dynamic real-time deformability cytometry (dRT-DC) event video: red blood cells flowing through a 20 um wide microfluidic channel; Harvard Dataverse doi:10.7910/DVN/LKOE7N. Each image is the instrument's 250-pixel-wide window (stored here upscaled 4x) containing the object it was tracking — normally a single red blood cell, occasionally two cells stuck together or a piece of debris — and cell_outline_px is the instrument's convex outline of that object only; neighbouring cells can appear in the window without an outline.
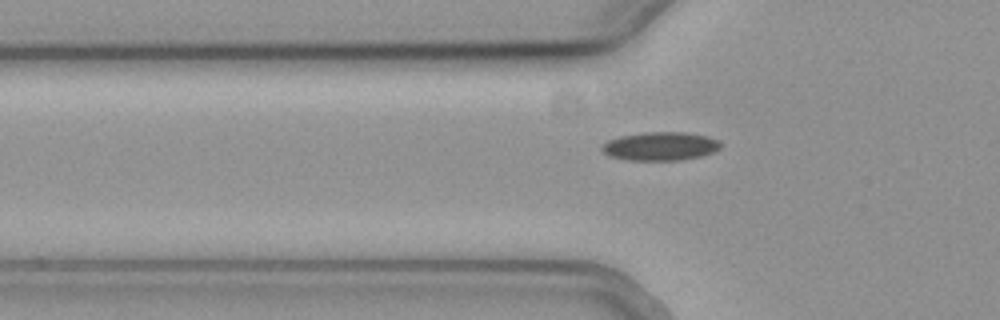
{"species": "common noctule bat (a hibernating species)", "species_latin": "Nyctalus noctula", "temperature_condition": "cold", "stored_images_in_passage": 41, "camera_frame_rate_fps": 3000, "um_per_image_px": 0.085, "animal": {"sex": "female", "body_mass_g": 19.3, "forearm_length_mm": 54.1}, "frame": {"image": 1, "passage_image": 8, "time_ms": 2.333, "image_size_px": [1000, 320], "cell_outline_px": [[720, 148], [712, 152], [700, 156], [680, 160], [628, 160], [608, 156], [600, 148], [608, 140], [620, 136], [644, 132], [688, 132], [708, 136], [720, 140]], "centroid_in_image_um": [56.13, 12.42], "position_along_channel_um": 69.7, "area_um2": 19.77}}
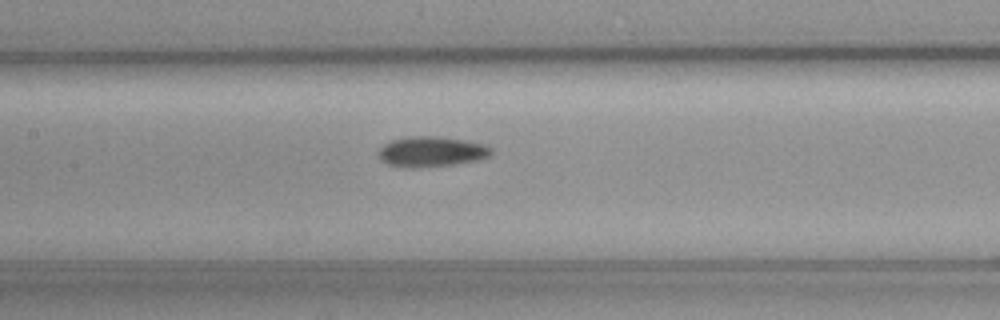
{"frame": {"image": 2, "passage_image": 16, "time_ms": 5.0, "image_size_px": [1000, 320], "cell_outline_px": [[492, 152], [488, 156], [476, 160], [456, 164], [412, 168], [388, 164], [380, 160], [380, 148], [384, 144], [392, 140], [416, 136], [436, 136], [468, 140], [484, 144], [492, 148]], "centroid_in_image_um": [36.7, 12.88], "position_along_channel_um": 170.7, "area_um2": 19.71}}
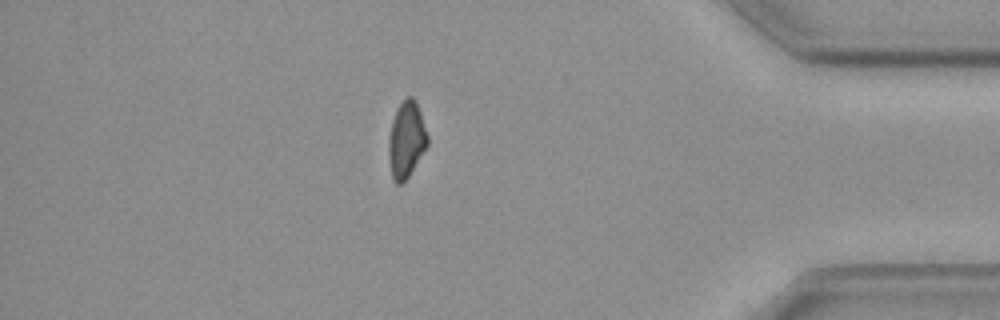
{"frame": {"image": 3, "passage_image": 37, "time_ms": 12.0, "image_size_px": [1000, 320], "cell_outline_px": [[428, 144], [408, 176], [400, 184], [396, 184], [392, 180], [388, 152], [388, 140], [392, 120], [400, 104], [408, 96], [412, 96], [416, 100], [428, 136]], "centroid_in_image_um": [34.53, 11.87], "position_along_channel_um": 400.7, "area_um2": 17.05}}